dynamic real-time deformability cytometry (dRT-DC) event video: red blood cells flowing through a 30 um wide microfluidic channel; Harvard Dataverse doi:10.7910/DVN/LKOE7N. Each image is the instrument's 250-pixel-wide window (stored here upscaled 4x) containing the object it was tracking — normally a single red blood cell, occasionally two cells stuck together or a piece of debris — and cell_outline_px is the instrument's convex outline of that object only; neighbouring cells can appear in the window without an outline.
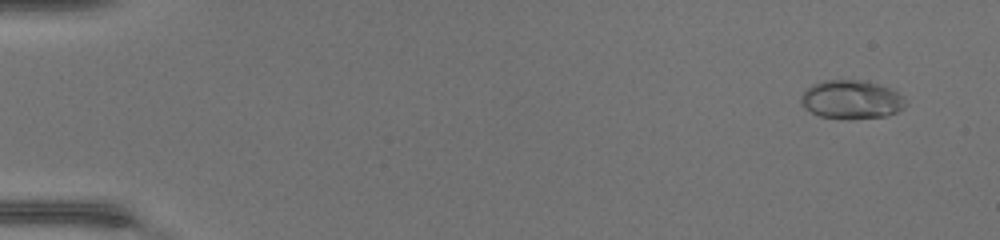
{"species": "common noctule bat (a hibernating species)", "species_latin": "Nyctalus noctula", "temperature_condition": "warm", "stored_images_in_passage": 47, "camera_frame_rate_fps": 3000, "um_per_image_px": 0.085, "animal": {"sex": "female", "body_mass_g": 17.0, "forearm_length_mm": 48.0}, "frame": {"image": 1, "passage_image": 3, "time_ms": 0.667, "image_size_px": [1000, 240], "cell_outline_px": [[904, 108], [888, 116], [848, 120], [820, 116], [804, 108], [800, 104], [800, 96], [812, 84], [824, 80], [868, 80], [888, 88], [904, 96]], "centroid_in_image_um": [72.35, 8.47], "position_along_channel_um": 12.6, "area_um2": 23.81}}
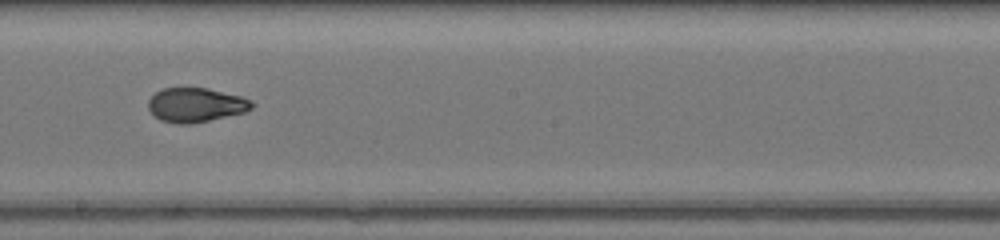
{"frame": {"image": 2, "passage_image": 28, "time_ms": 9.0, "image_size_px": [1000, 240], "cell_outline_px": [[256, 104], [252, 108], [244, 112], [192, 124], [176, 124], [160, 120], [148, 108], [148, 100], [156, 92], [164, 88], [208, 88], [240, 96], [252, 100]], "centroid_in_image_um": [16.65, 8.92], "position_along_channel_um": 231.5, "area_um2": 20.63}}
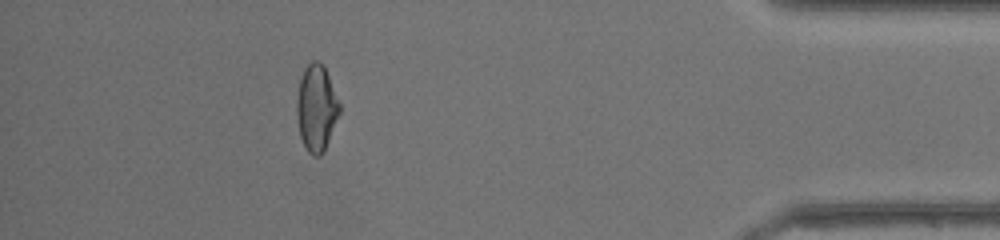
{"frame": {"image": 3, "passage_image": 43, "time_ms": 14.0, "image_size_px": [1000, 240], "cell_outline_px": [[340, 112], [324, 152], [320, 156], [312, 156], [308, 152], [300, 136], [296, 112], [296, 100], [300, 80], [304, 68], [312, 60], [316, 60], [324, 64], [340, 104]], "centroid_in_image_um": [26.89, 9.17], "position_along_channel_um": 408.3, "area_um2": 21.62}, "authors_computed_cell_mechanics": {"area_um2": 21.2126, "velocity_mm_per_s": 4.4711, "shape_relaxation_time_tau1_ms": 6.501, "shape_relaxation_time_tau2_ms": null, "deformation_change_tau1": 0.267, "deformation_change_tau2": null}}